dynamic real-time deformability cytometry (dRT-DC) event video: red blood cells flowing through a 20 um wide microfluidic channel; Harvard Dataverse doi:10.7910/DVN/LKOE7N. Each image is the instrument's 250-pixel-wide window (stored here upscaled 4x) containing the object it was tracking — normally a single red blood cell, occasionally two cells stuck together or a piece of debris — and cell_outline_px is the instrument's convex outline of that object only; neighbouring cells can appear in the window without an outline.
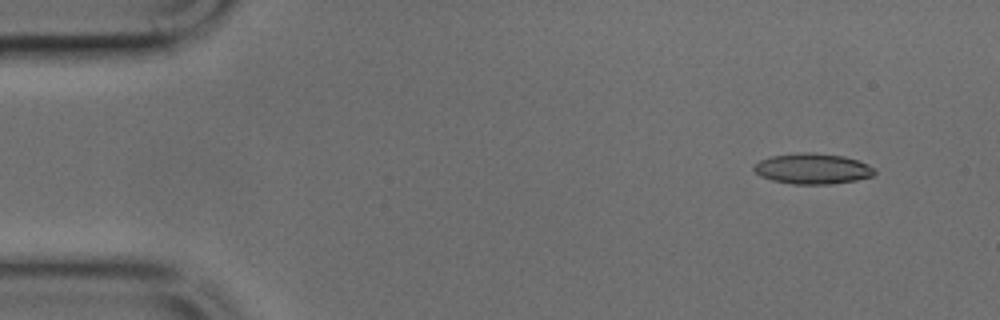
{"species": "common noctule bat (a hibernating species)", "species_latin": "Nyctalus noctula", "temperature_condition": "cold", "stored_images_in_passage": 45, "camera_frame_rate_fps": 3000, "um_per_image_px": 0.085, "animal": {"sex": "male", "body_mass_g": 17.9, "forearm_length_mm": 54.2}, "frame": {"image": 1, "passage_image": 1, "time_ms": 0.0, "image_size_px": [1000, 320], "cell_outline_px": [[876, 172], [872, 176], [856, 180], [832, 184], [792, 184], [772, 180], [760, 176], [752, 168], [752, 164], [760, 160], [772, 156], [804, 152], [812, 152], [844, 156], [868, 164], [876, 168]], "centroid_in_image_um": [69.06, 14.34], "position_along_channel_um": 15.9, "area_um2": 21.62}}
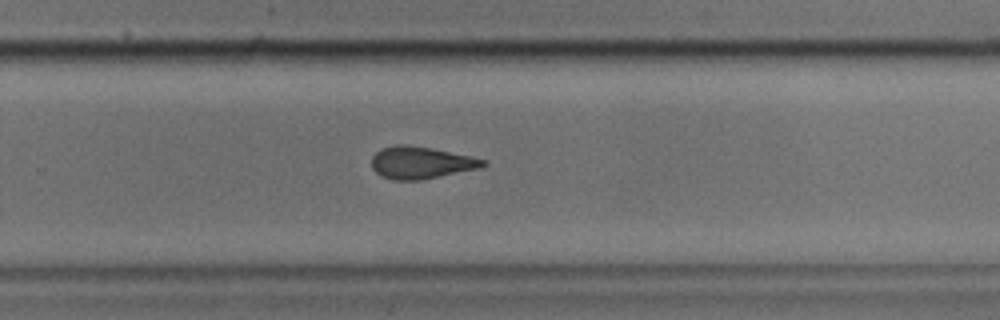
{"frame": {"image": 2, "passage_image": 28, "time_ms": 9.0, "image_size_px": [1000, 320], "cell_outline_px": [[488, 164], [480, 168], [420, 180], [392, 180], [376, 172], [372, 168], [372, 156], [380, 148], [396, 144], [404, 144], [432, 148], [488, 160]], "centroid_in_image_um": [35.78, 13.81], "position_along_channel_um": 294.0, "area_um2": 20.87}}
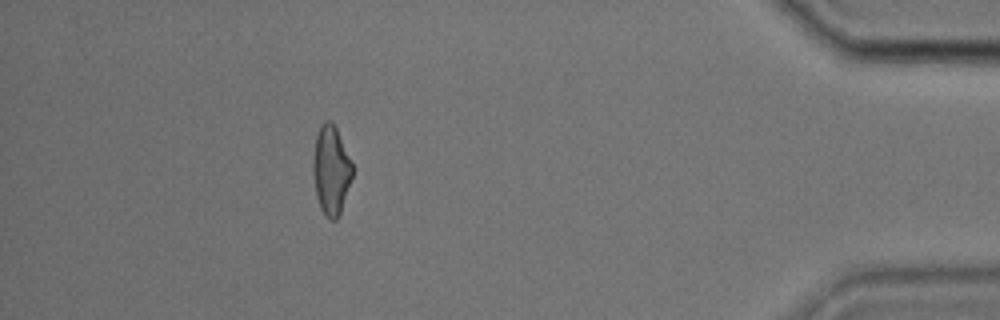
{"frame": {"image": 3, "passage_image": 40, "time_ms": 13.0, "image_size_px": [1000, 320], "cell_outline_px": [[352, 176], [340, 216], [336, 220], [328, 220], [324, 216], [320, 208], [316, 196], [312, 172], [312, 160], [316, 136], [320, 124], [328, 120], [332, 120], [336, 128], [352, 164]], "centroid_in_image_um": [28.11, 14.51], "position_along_channel_um": 407.1, "area_um2": 20.58}}